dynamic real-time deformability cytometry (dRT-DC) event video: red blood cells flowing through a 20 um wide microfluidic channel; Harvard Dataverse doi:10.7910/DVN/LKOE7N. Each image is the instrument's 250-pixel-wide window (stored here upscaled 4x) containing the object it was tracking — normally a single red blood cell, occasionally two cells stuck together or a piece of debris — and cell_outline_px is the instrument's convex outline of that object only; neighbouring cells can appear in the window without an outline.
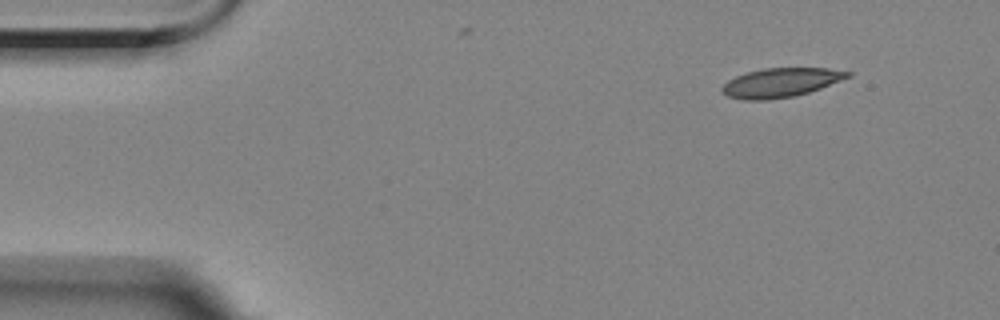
{"species": "Egyptian fruit bat (a non-hibernating species)", "species_latin": "Rousettus aegyptiacus", "temperature_condition": "room temperature", "stored_images_in_passage": 4, "camera_frame_rate_fps": 3000, "um_per_image_px": 0.085, "animal": {"sex": "female"}, "frame": {"image": 1, "passage_image": 1, "time_ms": 0.0, "image_size_px": [1000, 320], "cell_outline_px": [[852, 76], [820, 88], [808, 92], [792, 96], [768, 100], [744, 100], [728, 96], [720, 92], [720, 88], [728, 80], [736, 76], [748, 72], [764, 68], [828, 68], [852, 72]], "centroid_in_image_um": [66.35, 7.02], "position_along_channel_um": 18.7, "area_um2": 21.27}}
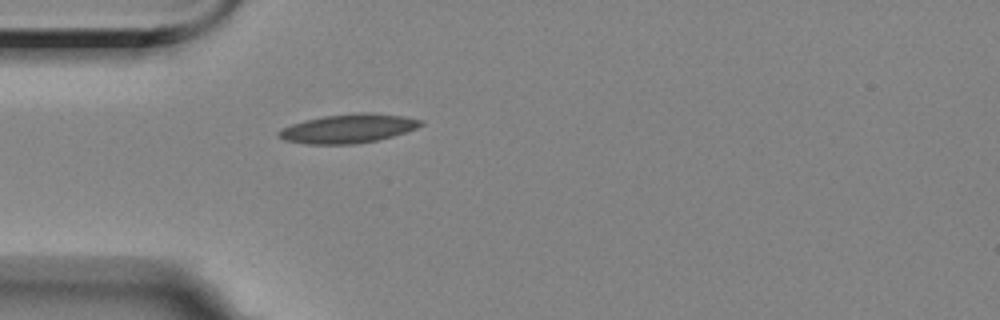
{"frame": {"image": 2, "passage_image": 4, "time_ms": 3.333, "image_size_px": [1000, 320], "cell_outline_px": [[424, 124], [416, 128], [392, 136], [376, 140], [352, 144], [308, 144], [284, 140], [276, 136], [276, 132], [280, 128], [304, 120], [324, 116], [360, 112], [372, 112], [404, 116], [424, 120]], "centroid_in_image_um": [29.57, 10.91], "position_along_channel_um": 55.4, "area_um2": 24.04}}